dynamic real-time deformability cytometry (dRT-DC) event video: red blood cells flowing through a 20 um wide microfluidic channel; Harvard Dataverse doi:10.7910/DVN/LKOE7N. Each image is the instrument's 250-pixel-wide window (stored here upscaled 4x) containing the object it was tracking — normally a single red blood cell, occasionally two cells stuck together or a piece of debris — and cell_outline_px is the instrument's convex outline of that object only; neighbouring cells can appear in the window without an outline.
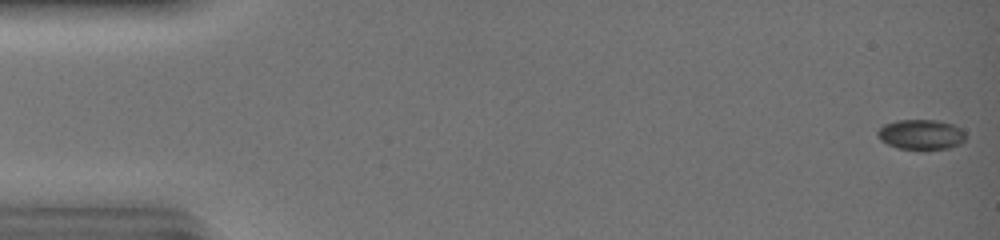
{"species": "common noctule bat (a hibernating species)", "species_latin": "Nyctalus noctula", "temperature_condition": "warm", "stored_images_in_passage": 31, "camera_frame_rate_fps": 3000, "um_per_image_px": 0.085, "animal": {"sex": "female", "body_mass_g": 19.0, "forearm_length_mm": 51.5}, "frame": {"image": 1, "passage_image": 1, "time_ms": 0.0, "image_size_px": [1000, 240], "cell_outline_px": [[964, 140], [960, 144], [948, 148], [928, 152], [920, 152], [896, 148], [880, 140], [876, 136], [876, 132], [884, 124], [896, 120], [940, 120], [952, 124], [960, 128], [964, 132]], "centroid_in_image_um": [78.26, 11.48], "position_along_channel_um": 6.7, "area_um2": 16.13}}
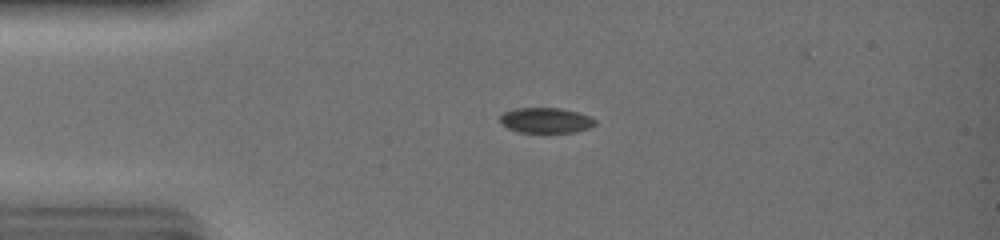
{"frame": {"image": 2, "passage_image": 12, "time_ms": 3.667, "image_size_px": [1000, 240], "cell_outline_px": [[596, 124], [588, 128], [572, 132], [520, 132], [508, 128], [500, 124], [500, 116], [504, 112], [516, 108], [560, 108], [576, 112], [588, 116], [596, 120]], "centroid_in_image_um": [46.36, 10.22], "position_along_channel_um": 38.6, "area_um2": 13.87}}
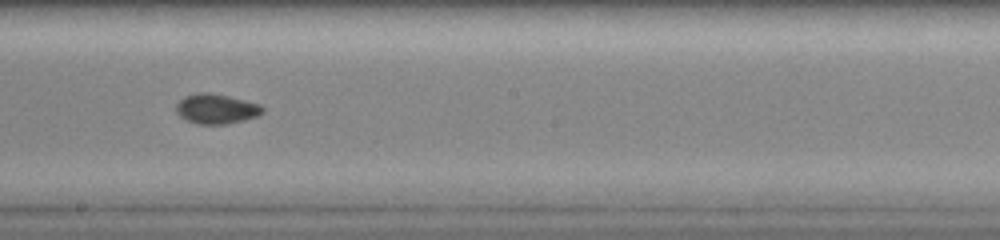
{"frame": {"image": 3, "passage_image": 28, "time_ms": 9.0, "image_size_px": [1000, 240], "cell_outline_px": [[264, 112], [256, 116], [244, 120], [228, 124], [196, 124], [180, 116], [176, 112], [176, 104], [184, 96], [196, 92], [208, 92], [228, 96], [260, 104], [264, 108]], "centroid_in_image_um": [18.37, 9.25], "position_along_channel_um": 229.8, "area_um2": 15.09}}